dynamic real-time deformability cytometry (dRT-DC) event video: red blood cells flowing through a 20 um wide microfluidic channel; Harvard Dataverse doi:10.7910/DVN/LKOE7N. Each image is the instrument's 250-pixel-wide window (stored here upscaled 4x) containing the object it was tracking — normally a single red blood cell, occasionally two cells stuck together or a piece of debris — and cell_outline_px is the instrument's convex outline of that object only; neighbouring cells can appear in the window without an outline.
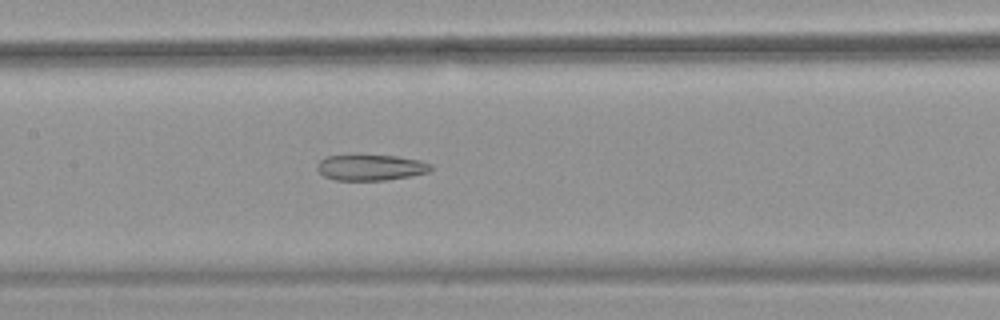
{"species": "common noctule bat (a hibernating species)", "species_latin": "Nyctalus noctula", "temperature_condition": "warm", "stored_images_in_passage": 54, "camera_frame_rate_fps": 3000, "um_per_image_px": 0.085, "animal": {"sex": "female", "body_mass_g": 18.4}, "frame": {"image": 1, "passage_image": 27, "time_ms": 8.667, "image_size_px": [1000, 320], "cell_outline_px": [[432, 168], [428, 172], [412, 176], [384, 180], [336, 180], [324, 176], [316, 168], [316, 164], [320, 160], [328, 156], [396, 156], [420, 160], [432, 164]], "centroid_in_image_um": [31.53, 14.25], "position_along_channel_um": 175.9, "area_um2": 16.94}}
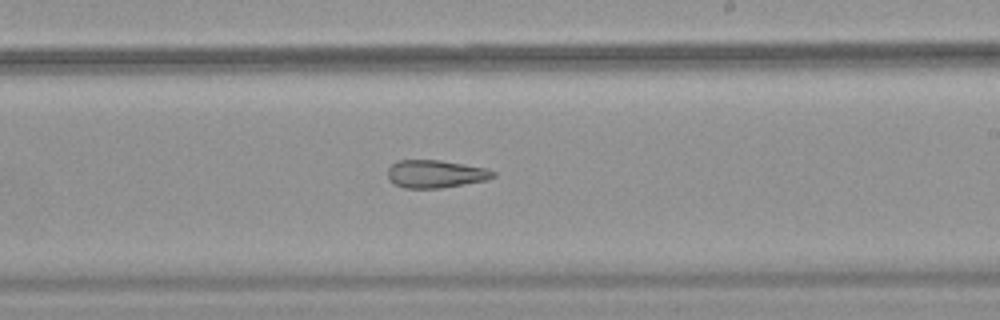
{"frame": {"image": 2, "passage_image": 33, "time_ms": 10.667, "image_size_px": [1000, 320], "cell_outline_px": [[496, 176], [488, 180], [440, 188], [404, 188], [392, 184], [388, 180], [388, 168], [396, 160], [440, 160], [488, 168], [496, 172]], "centroid_in_image_um": [37.02, 14.78], "position_along_channel_um": 252.0, "area_um2": 17.34}}
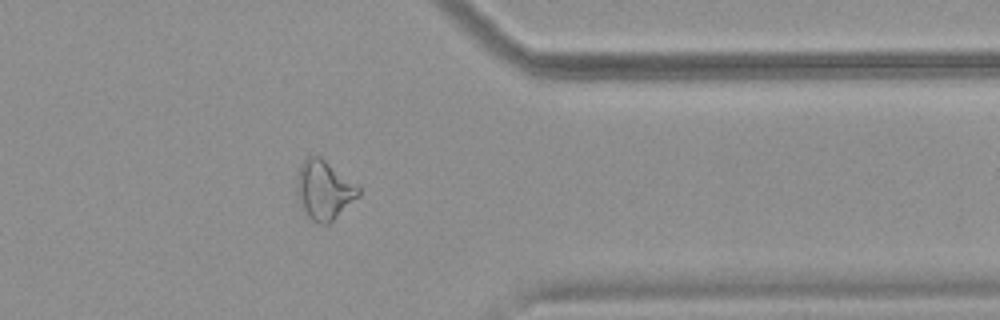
{"frame": {"image": 3, "passage_image": 44, "time_ms": 14.333, "image_size_px": [1000, 320], "cell_outline_px": [[360, 196], [328, 224], [320, 224], [312, 220], [300, 208], [296, 192], [296, 176], [300, 164], [308, 156], [320, 156], [356, 184], [360, 188]], "centroid_in_image_um": [27.51, 16.15], "position_along_channel_um": 383.9, "area_um2": 21.39}, "authors_computed_cell_mechanics": {"area_um2": 22.6576, "velocity_mm_per_s": 3.8235, "shape_relaxation_time_tau1_ms": null, "shape_relaxation_time_tau2_ms": 7.3647, "deformation_change_tau1": null, "deformation_change_tau2": 0.2029}}